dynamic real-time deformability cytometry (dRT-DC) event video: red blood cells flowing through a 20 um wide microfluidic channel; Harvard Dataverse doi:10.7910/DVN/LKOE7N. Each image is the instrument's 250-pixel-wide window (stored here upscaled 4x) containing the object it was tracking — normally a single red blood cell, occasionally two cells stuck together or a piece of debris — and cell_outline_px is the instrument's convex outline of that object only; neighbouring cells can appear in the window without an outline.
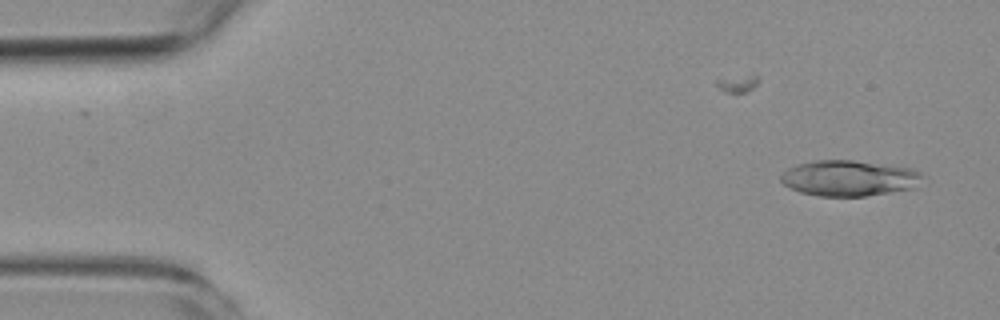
{"species": "common noctule bat (a hibernating species)", "species_latin": "Nyctalus noctula", "temperature_condition": "room temperature", "stored_images_in_passage": 3, "camera_frame_rate_fps": 3000, "um_per_image_px": 0.085, "animal": {"sex": "female", "body_mass_g": 19.3, "forearm_length_mm": 54.1}, "frame": {"image": 1, "passage_image": 3, "time_ms": 2.0, "image_size_px": [1000, 320], "cell_outline_px": [[924, 176], [916, 188], [864, 196], [820, 196], [800, 192], [784, 184], [780, 180], [780, 176], [788, 168], [796, 164], [812, 160], [852, 160], [892, 164], [912, 168], [924, 172]], "centroid_in_image_um": [72.24, 15.12], "position_along_channel_um": 12.8, "area_um2": 29.94}}